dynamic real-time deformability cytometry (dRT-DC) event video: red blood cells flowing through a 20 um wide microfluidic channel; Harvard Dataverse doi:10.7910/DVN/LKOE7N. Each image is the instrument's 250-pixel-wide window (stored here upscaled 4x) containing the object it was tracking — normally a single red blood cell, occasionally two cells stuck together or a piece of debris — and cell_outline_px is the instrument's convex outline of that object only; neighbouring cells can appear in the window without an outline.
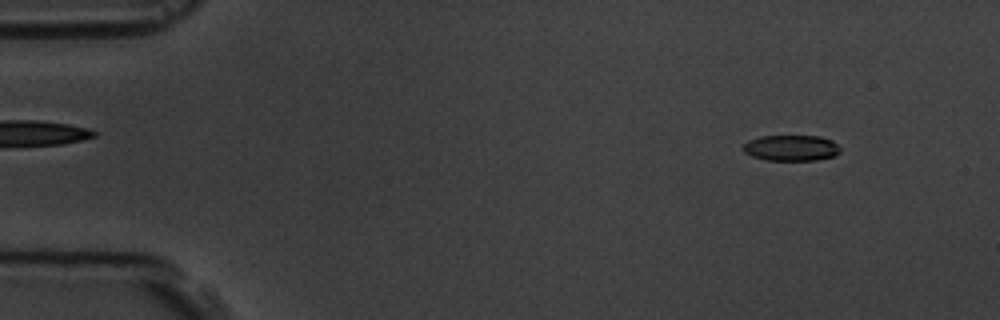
{"species": "common noctule bat (a hibernating species)", "species_latin": "Nyctalus noctula", "temperature_condition": "room temperature", "stored_images_in_passage": 4, "camera_frame_rate_fps": 3000, "um_per_image_px": 0.085, "animal": {"sex": "male", "body_mass_g": 19.5, "forearm_length_mm": 54.6}, "frame": {"image": 1, "passage_image": 1, "time_ms": 0.0, "image_size_px": [1000, 320], "cell_outline_px": [[840, 152], [836, 156], [816, 160], [764, 160], [752, 156], [744, 152], [744, 144], [748, 140], [760, 136], [820, 136], [832, 140], [840, 148]], "centroid_in_image_um": [67.27, 12.58], "position_along_channel_um": 17.7, "area_um2": 14.68}}
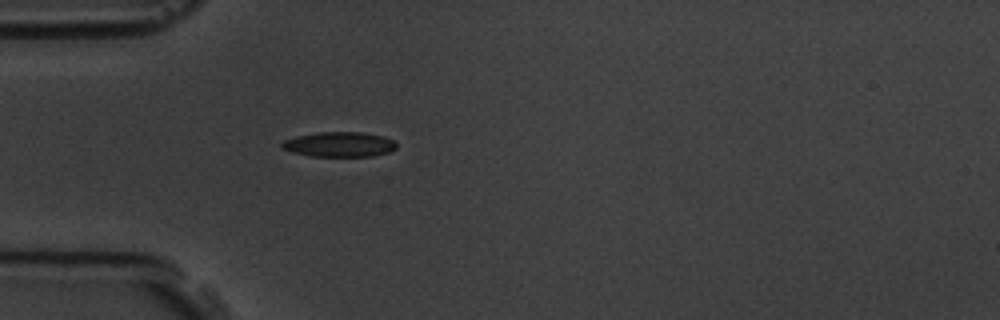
{"frame": {"image": 2, "passage_image": 4, "time_ms": 3.667, "image_size_px": [1000, 320], "cell_outline_px": [[396, 148], [388, 152], [372, 156], [312, 156], [292, 152], [280, 148], [280, 144], [284, 140], [296, 136], [316, 132], [364, 132], [384, 136], [392, 140], [396, 144]], "centroid_in_image_um": [28.81, 12.26], "position_along_channel_um": 56.2, "area_um2": 16.7}}